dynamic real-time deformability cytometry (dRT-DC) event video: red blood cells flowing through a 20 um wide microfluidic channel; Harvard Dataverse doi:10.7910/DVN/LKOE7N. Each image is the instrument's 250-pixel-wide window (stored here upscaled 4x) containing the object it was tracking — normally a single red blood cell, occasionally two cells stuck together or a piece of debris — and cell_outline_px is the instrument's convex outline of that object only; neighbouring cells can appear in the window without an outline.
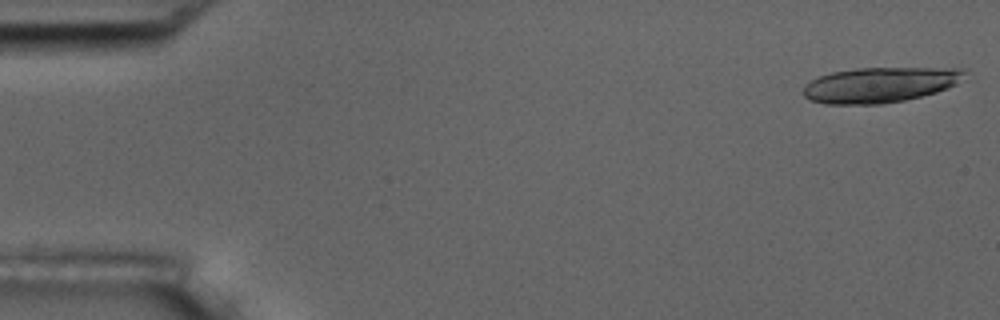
{"species": "common noctule bat (a hibernating species)", "species_latin": "Nyctalus noctula", "temperature_condition": "room temperature", "stored_images_in_passage": 7, "camera_frame_rate_fps": 3000, "um_per_image_px": 0.085, "animal": {"sex": "male", "body_mass_g": 17.5, "forearm_length_mm": 52.3}, "frame": {"image": 1, "passage_image": 1, "time_ms": 0.0, "image_size_px": [1000, 320], "cell_outline_px": [[968, 68], [956, 84], [948, 88], [936, 92], [904, 100], [880, 104], [824, 104], [808, 100], [804, 96], [804, 88], [812, 80], [820, 76], [832, 72], [856, 68]], "centroid_in_image_um": [74.79, 7.21], "position_along_channel_um": 10.2, "area_um2": 33.0}}
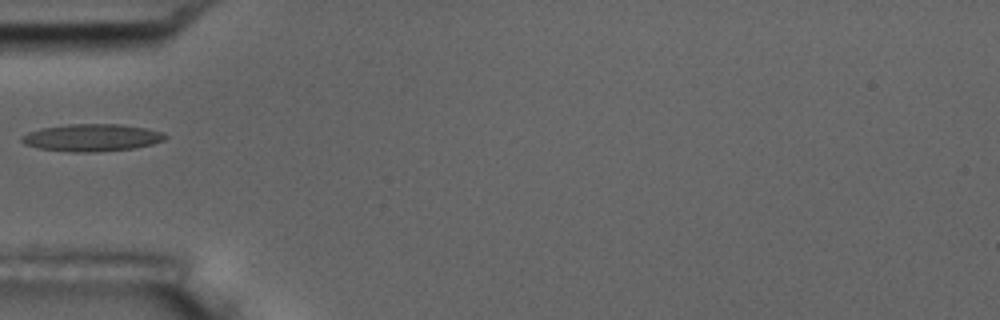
{"frame": {"image": 2, "passage_image": 6, "time_ms": 5.667, "image_size_px": [1000, 320], "cell_outline_px": [[168, 136], [164, 140], [152, 144], [132, 148], [96, 152], [72, 152], [40, 148], [24, 144], [20, 140], [20, 136], [28, 132], [40, 128], [68, 124], [120, 124], [144, 128], [164, 132]], "centroid_in_image_um": [7.79, 11.69], "position_along_channel_um": 77.2, "area_um2": 22.83}}